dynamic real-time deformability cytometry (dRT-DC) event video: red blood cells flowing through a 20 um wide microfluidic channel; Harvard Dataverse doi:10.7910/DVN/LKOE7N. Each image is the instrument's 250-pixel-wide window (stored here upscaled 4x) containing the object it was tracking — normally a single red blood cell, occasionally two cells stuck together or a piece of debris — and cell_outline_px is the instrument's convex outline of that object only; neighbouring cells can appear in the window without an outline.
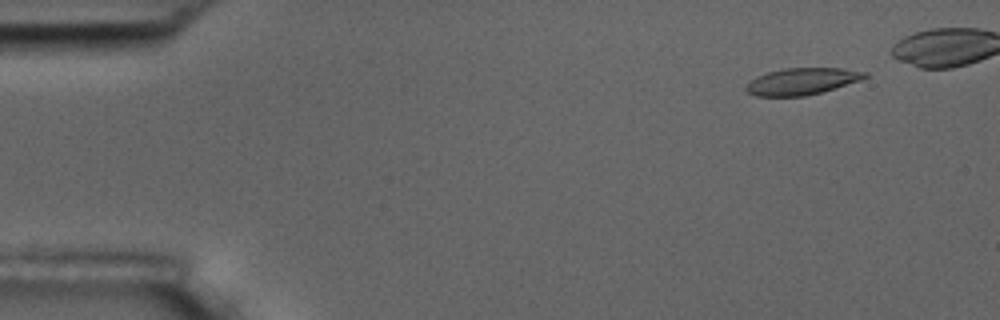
{"species": "common noctule bat (a hibernating species)", "species_latin": "Nyctalus noctula", "temperature_condition": "room temperature", "stored_images_in_passage": 6, "camera_frame_rate_fps": 3000, "um_per_image_px": 0.085, "animal": {"sex": "male", "body_mass_g": 17.5, "forearm_length_mm": 52.3}, "frame": {"image": 1, "passage_image": 2, "time_ms": 1.0, "image_size_px": [1000, 320], "cell_outline_px": [[868, 76], [860, 80], [820, 92], [804, 96], [756, 96], [748, 92], [744, 88], [756, 76], [768, 72], [784, 68], [844, 68], [868, 72]], "centroid_in_image_um": [68.16, 6.9], "position_along_channel_um": 16.8, "area_um2": 18.32}}